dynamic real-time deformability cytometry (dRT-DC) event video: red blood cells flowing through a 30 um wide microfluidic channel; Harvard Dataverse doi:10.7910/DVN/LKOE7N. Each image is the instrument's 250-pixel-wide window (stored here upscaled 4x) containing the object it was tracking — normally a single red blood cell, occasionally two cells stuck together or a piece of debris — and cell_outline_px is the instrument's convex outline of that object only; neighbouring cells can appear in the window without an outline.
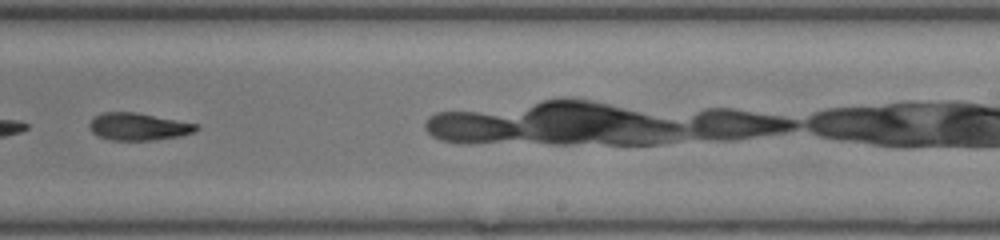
{"species": "common noctule bat (a hibernating species)", "species_latin": "Nyctalus noctula", "temperature_condition": "room temperature", "stored_images_in_passage": 30, "camera_frame_rate_fps": 3000, "um_per_image_px": 0.085, "animal": {"sex": "female", "body_mass_g": 17.0, "forearm_length_mm": 48.0}, "frame": {"image": 1, "passage_image": 13, "time_ms": 4.0, "image_size_px": [1000, 240], "cell_outline_px": [[200, 128], [196, 132], [180, 136], [152, 140], [108, 140], [96, 136], [92, 132], [88, 124], [92, 116], [100, 112], [136, 112], [200, 124]], "centroid_in_image_um": [11.75, 10.76], "position_along_channel_um": 277.2, "area_um2": 17.46}, "authors_computed_cell_mechanics": {"area_um2": 17.8024, "velocity_mm_per_s": 4.3152, "shape_relaxation_time_tau1_ms": 4.439, "shape_relaxation_time_tau2_ms": 2.1525, "deformation_change_tau1": 0.1509, "deformation_change_tau2": 0.0844}}